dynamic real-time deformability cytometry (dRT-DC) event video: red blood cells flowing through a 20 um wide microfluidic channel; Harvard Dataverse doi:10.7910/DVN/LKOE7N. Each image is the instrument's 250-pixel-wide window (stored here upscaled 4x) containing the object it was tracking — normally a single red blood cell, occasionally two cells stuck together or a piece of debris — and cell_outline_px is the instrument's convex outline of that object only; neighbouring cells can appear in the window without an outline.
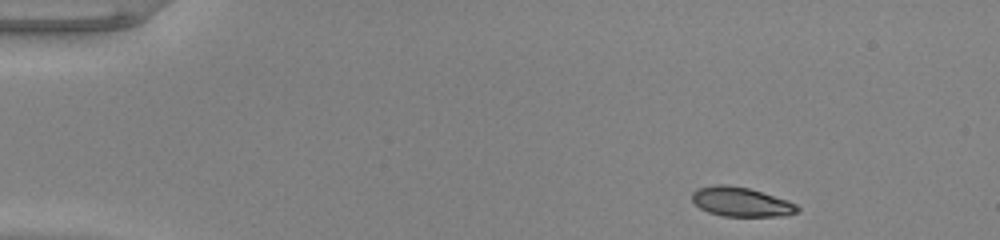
{"species": "common noctule bat (a hibernating species)", "species_latin": "Nyctalus noctula", "temperature_condition": "warm", "stored_images_in_passage": 46, "camera_frame_rate_fps": 3000, "um_per_image_px": 0.085, "animal": {"sex": "male", "body_mass_g": 20.0, "forearm_length_mm": 53.3}, "frame": {"image": 1, "passage_image": 1, "time_ms": 0.0, "image_size_px": [1000, 240], "cell_outline_px": [[800, 212], [788, 216], [724, 216], [708, 212], [700, 208], [692, 200], [692, 192], [696, 188], [712, 184], [728, 184], [748, 188], [788, 200], [796, 204], [800, 208]], "centroid_in_image_um": [63.01, 17.15], "position_along_channel_um": 22.0, "area_um2": 18.26}}
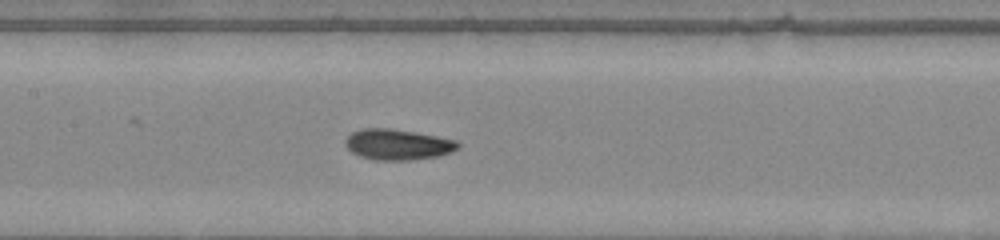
{"frame": {"image": 2, "passage_image": 20, "time_ms": 6.333, "image_size_px": [1000, 240], "cell_outline_px": [[460, 148], [452, 152], [440, 156], [408, 160], [376, 160], [360, 156], [352, 152], [344, 144], [344, 140], [352, 132], [364, 128], [388, 128], [416, 132], [456, 140], [460, 144]], "centroid_in_image_um": [33.82, 12.28], "position_along_channel_um": 173.6, "area_um2": 20.23}}
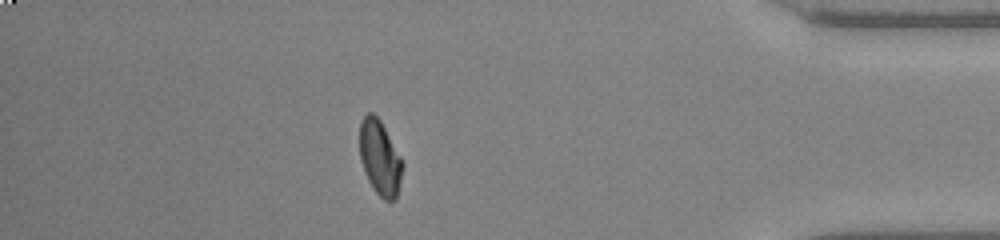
{"frame": {"image": 3, "passage_image": 40, "time_ms": 13.0, "image_size_px": [1000, 240], "cell_outline_px": [[404, 164], [396, 200], [384, 200], [372, 188], [364, 172], [360, 160], [360, 124], [364, 116], [368, 112], [372, 112], [380, 120], [400, 156]], "centroid_in_image_um": [32.29, 13.44], "position_along_channel_um": 402.9, "area_um2": 18.61}, "authors_computed_cell_mechanics": {"area_um2": 19.074, "velocity_mm_per_s": 4.001, "shape_relaxation_time_tau1_ms": 3.5524, "shape_relaxation_time_tau2_ms": 1.45, "deformation_change_tau1": 0.1729, "deformation_change_tau2": 0.0675}}